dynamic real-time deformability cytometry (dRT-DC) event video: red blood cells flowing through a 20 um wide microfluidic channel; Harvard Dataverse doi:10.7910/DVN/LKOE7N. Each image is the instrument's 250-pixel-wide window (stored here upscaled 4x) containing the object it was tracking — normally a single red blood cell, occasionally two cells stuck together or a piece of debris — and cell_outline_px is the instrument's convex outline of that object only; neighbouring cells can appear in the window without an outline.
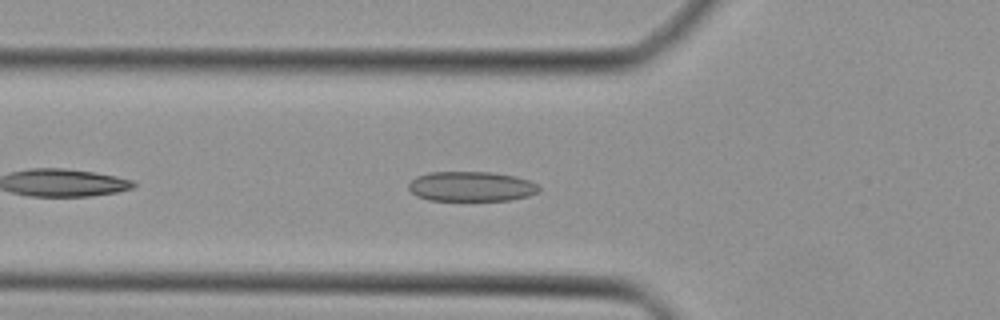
{"species": "Egyptian fruit bat (a non-hibernating species)", "species_latin": "Rousettus aegyptiacus", "temperature_condition": "cold", "stored_images_in_passage": 28, "camera_frame_rate_fps": 3000, "um_per_image_px": 0.085, "animal": {"sex": "female"}, "frame": {"image": 1, "passage_image": 3, "time_ms": 0.667, "image_size_px": [1000, 320], "cell_outline_px": [[540, 188], [536, 192], [528, 196], [508, 200], [428, 200], [416, 196], [408, 188], [408, 184], [416, 176], [428, 172], [492, 172], [516, 176], [528, 180], [536, 184]], "centroid_in_image_um": [40.02, 15.84], "position_along_channel_um": 85.8, "area_um2": 22.66}}
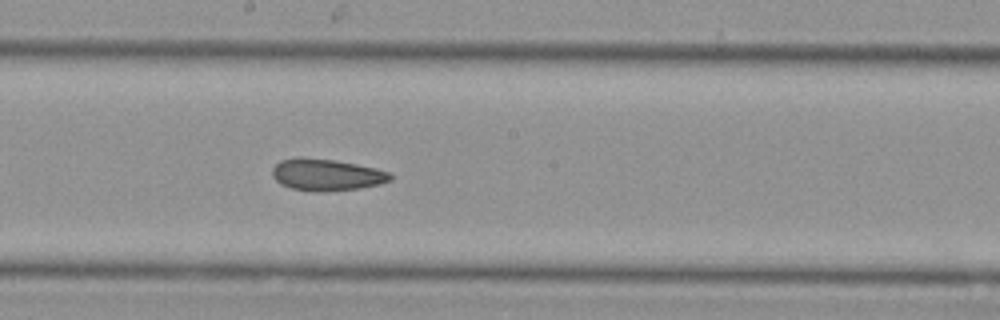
{"frame": {"image": 2, "passage_image": 12, "time_ms": 3.667, "image_size_px": [1000, 320], "cell_outline_px": [[392, 180], [380, 184], [356, 188], [292, 188], [280, 184], [272, 176], [272, 168], [280, 160], [296, 156], [304, 156], [336, 160], [376, 168], [388, 172], [392, 176]], "centroid_in_image_um": [27.73, 14.77], "position_along_channel_um": 220.5, "area_um2": 21.04}}
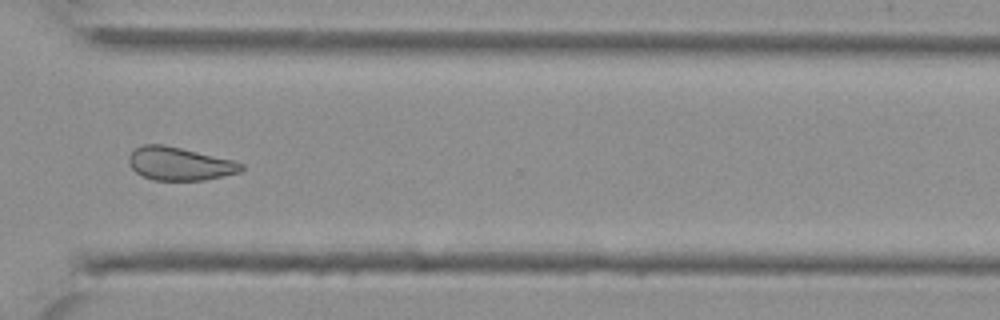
{"frame": {"image": 3, "passage_image": 21, "time_ms": 6.667, "image_size_px": [1000, 320], "cell_outline_px": [[244, 168], [240, 172], [204, 180], [152, 180], [136, 172], [128, 164], [128, 156], [136, 148], [144, 144], [164, 144], [232, 160], [244, 164]], "centroid_in_image_um": [15.24, 13.92], "position_along_channel_um": 355.4, "area_um2": 21.62}}